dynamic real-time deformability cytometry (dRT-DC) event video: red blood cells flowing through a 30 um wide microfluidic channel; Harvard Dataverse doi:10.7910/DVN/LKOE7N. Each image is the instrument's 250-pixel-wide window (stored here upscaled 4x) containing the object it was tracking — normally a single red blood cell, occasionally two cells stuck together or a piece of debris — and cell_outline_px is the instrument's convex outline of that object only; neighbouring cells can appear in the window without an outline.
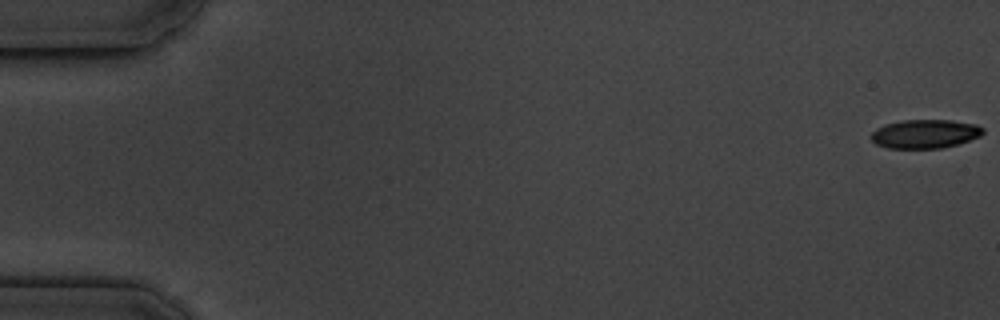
{"species": "common noctule bat (a hibernating species)", "species_latin": "Nyctalus noctula", "temperature_condition": "cold", "stored_images_in_passage": 7, "camera_frame_rate_fps": 3000, "um_per_image_px": 0.085, "animal": {"sex": "male", "body_mass_g": 19.5, "forearm_length_mm": 54.6}, "frame": {"image": 1, "passage_image": 1, "time_ms": 0.0, "image_size_px": [1000, 320], "cell_outline_px": [[984, 132], [980, 136], [944, 148], [888, 148], [876, 144], [872, 140], [872, 132], [876, 128], [884, 124], [900, 120], [952, 120], [976, 124], [984, 128]], "centroid_in_image_um": [78.62, 11.37], "position_along_channel_um": 6.4, "area_um2": 18.79}}
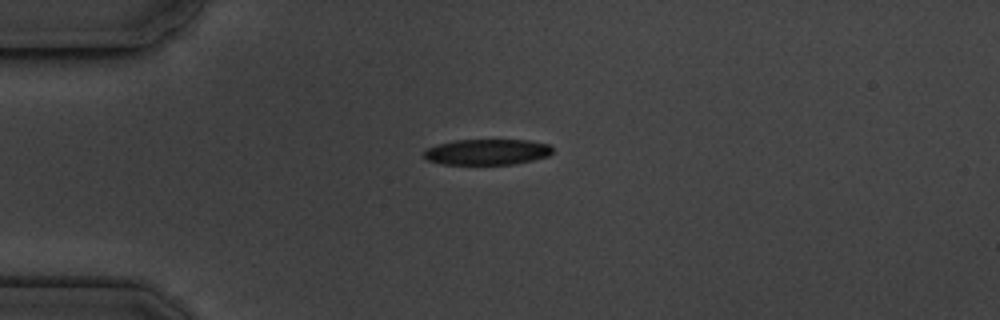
{"frame": {"image": 2, "passage_image": 5, "time_ms": 4.667, "image_size_px": [1000, 320], "cell_outline_px": [[552, 152], [548, 156], [532, 160], [512, 164], [440, 164], [428, 160], [424, 156], [424, 148], [436, 144], [456, 140], [528, 140], [548, 144], [552, 148]], "centroid_in_image_um": [41.36, 12.91], "position_along_channel_um": 43.6, "area_um2": 19.31}}